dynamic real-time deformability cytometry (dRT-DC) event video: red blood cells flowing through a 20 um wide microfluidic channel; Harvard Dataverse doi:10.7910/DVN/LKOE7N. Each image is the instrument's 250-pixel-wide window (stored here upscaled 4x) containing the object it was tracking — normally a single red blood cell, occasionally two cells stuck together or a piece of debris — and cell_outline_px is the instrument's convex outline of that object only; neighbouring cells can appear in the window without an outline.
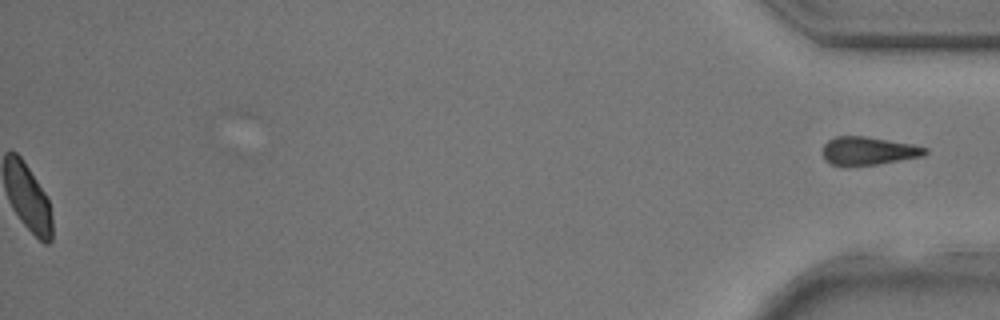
{"species": "common noctule bat (a hibernating species)", "species_latin": "Nyctalus noctula", "temperature_condition": "room temperature", "stored_images_in_passage": 35, "segment_of_instrument_passage": [2, 2], "camera_frame_rate_fps": 3000, "um_per_image_px": 0.085, "animal": {"sex": "male", "body_mass_g": 17.9, "forearm_length_mm": 54.2}, "frame": {"image": 1, "passage_image": 35, "time_ms": 11.333, "image_size_px": [1000, 320], "cell_outline_px": [[928, 152], [924, 156], [876, 164], [848, 168], [832, 164], [824, 160], [820, 152], [824, 144], [828, 140], [836, 136], [864, 136], [912, 144], [928, 148]], "centroid_in_image_um": [73.74, 12.85], "position_along_channel_um": 361.5, "area_um2": 17.28}}